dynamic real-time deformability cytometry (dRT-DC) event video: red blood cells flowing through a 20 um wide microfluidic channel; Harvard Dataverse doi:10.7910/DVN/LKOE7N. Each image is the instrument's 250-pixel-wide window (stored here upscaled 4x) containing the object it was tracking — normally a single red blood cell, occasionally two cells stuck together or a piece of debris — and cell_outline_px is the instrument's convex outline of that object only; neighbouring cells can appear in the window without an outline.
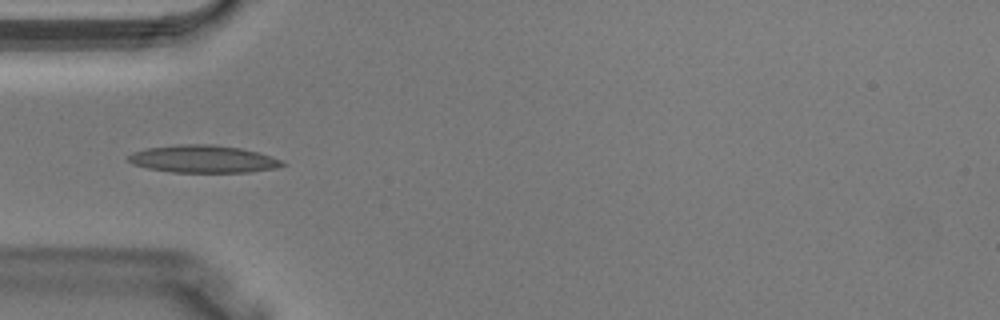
{"species": "Egyptian fruit bat (a non-hibernating species)", "species_latin": "Rousettus aegyptiacus", "temperature_condition": "warm", "stored_images_in_passage": 28, "camera_frame_rate_fps": 3000, "um_per_image_px": 0.085, "animal": {"sex": "male"}, "frame": {"image": 1, "passage_image": 1, "time_ms": 0.0, "image_size_px": [1000, 320], "cell_outline_px": [[288, 164], [276, 168], [248, 172], [172, 172], [148, 168], [132, 164], [128, 160], [128, 156], [132, 152], [144, 148], [176, 144], [216, 144], [240, 148], [256, 152], [284, 160]], "centroid_in_image_um": [17.26, 13.51], "position_along_channel_um": 67.7, "area_um2": 24.85}}
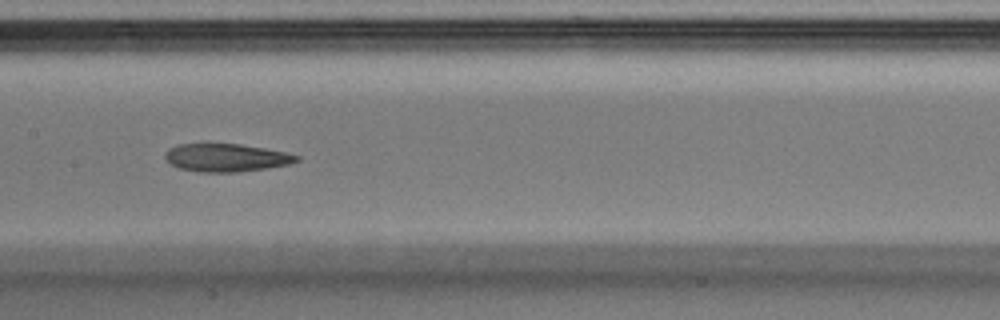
{"frame": {"image": 2, "passage_image": 8, "time_ms": 2.333, "image_size_px": [1000, 320], "cell_outline_px": [[300, 160], [288, 164], [268, 168], [236, 172], [200, 172], [180, 168], [172, 164], [164, 156], [164, 152], [168, 148], [180, 144], [208, 140], [240, 144], [264, 148], [284, 152], [300, 156]], "centroid_in_image_um": [19.17, 13.35], "position_along_channel_um": 188.2, "area_um2": 22.14}}
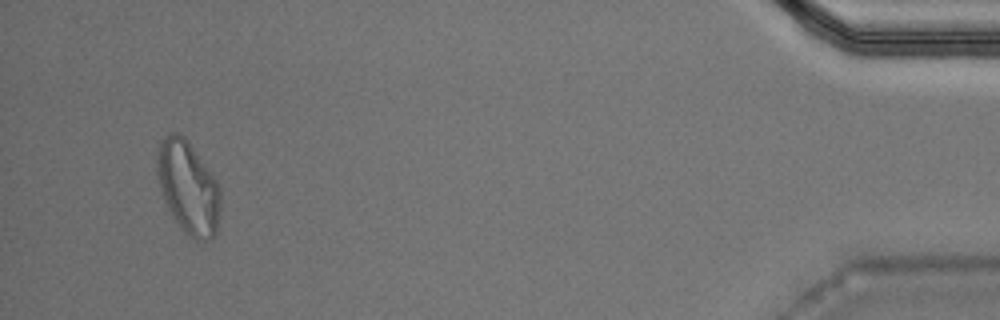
{"frame": {"image": 3, "passage_image": 26, "time_ms": 8.333, "image_size_px": [1000, 320], "cell_outline_px": [[220, 208], [216, 232], [212, 240], [196, 240], [172, 216], [164, 200], [160, 188], [156, 168], [156, 160], [160, 144], [164, 136], [172, 132], [176, 132], [184, 136], [220, 184]], "centroid_in_image_um": [16.0, 15.9], "position_along_channel_um": 419.2, "area_um2": 33.87}}